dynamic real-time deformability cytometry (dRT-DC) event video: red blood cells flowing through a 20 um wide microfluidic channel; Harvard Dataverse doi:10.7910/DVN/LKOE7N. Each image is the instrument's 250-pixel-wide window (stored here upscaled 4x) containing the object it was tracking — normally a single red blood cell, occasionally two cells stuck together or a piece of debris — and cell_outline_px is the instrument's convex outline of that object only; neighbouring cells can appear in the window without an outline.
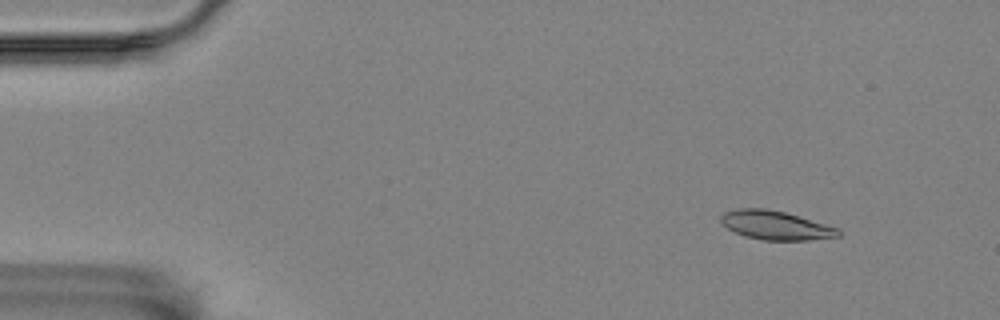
{"species": "Egyptian fruit bat (a non-hibernating species)", "species_latin": "Rousettus aegyptiacus", "temperature_condition": "room temperature", "stored_images_in_passage": 62, "camera_frame_rate_fps": 3000, "um_per_image_px": 0.085, "animal": {"sex": "female"}, "frame": {"image": 1, "passage_image": 5, "time_ms": 1.333, "image_size_px": [1000, 320], "cell_outline_px": [[840, 236], [808, 240], [764, 240], [744, 236], [728, 228], [720, 220], [720, 216], [724, 212], [740, 208], [768, 208], [784, 212], [824, 224], [836, 228], [840, 232]], "centroid_in_image_um": [65.89, 19.15], "position_along_channel_um": 19.1, "area_um2": 19.42}}